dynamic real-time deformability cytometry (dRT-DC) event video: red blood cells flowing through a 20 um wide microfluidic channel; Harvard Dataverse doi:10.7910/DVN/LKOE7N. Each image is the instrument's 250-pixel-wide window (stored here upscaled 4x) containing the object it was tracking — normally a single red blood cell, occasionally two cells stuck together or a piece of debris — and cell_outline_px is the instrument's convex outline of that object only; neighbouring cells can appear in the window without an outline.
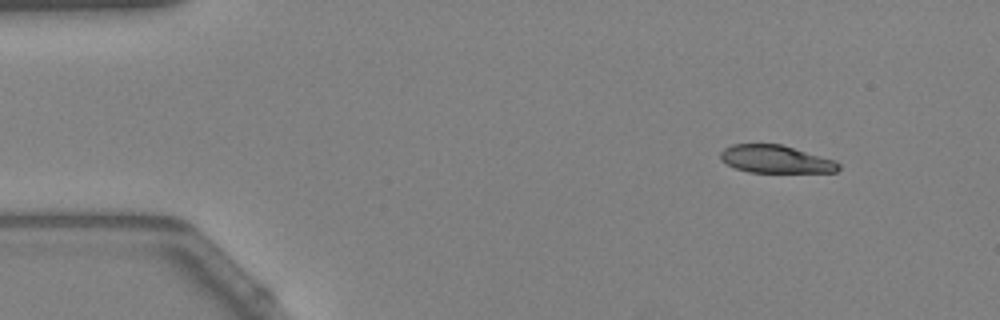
{"species": "Egyptian fruit bat (a non-hibernating species)", "species_latin": "Rousettus aegyptiacus", "temperature_condition": "warm", "stored_images_in_passage": 11, "camera_frame_rate_fps": 3000, "um_per_image_px": 0.085, "animal": {"sex": "female"}, "frame": {"image": 1, "passage_image": 7, "time_ms": 2.0, "image_size_px": [1000, 320], "cell_outline_px": [[840, 168], [836, 172], [748, 172], [736, 168], [728, 164], [720, 156], [720, 152], [724, 148], [732, 144], [780, 144], [836, 160], [840, 164]], "centroid_in_image_um": [65.96, 13.53], "position_along_channel_um": 19.0, "area_um2": 18.96}}